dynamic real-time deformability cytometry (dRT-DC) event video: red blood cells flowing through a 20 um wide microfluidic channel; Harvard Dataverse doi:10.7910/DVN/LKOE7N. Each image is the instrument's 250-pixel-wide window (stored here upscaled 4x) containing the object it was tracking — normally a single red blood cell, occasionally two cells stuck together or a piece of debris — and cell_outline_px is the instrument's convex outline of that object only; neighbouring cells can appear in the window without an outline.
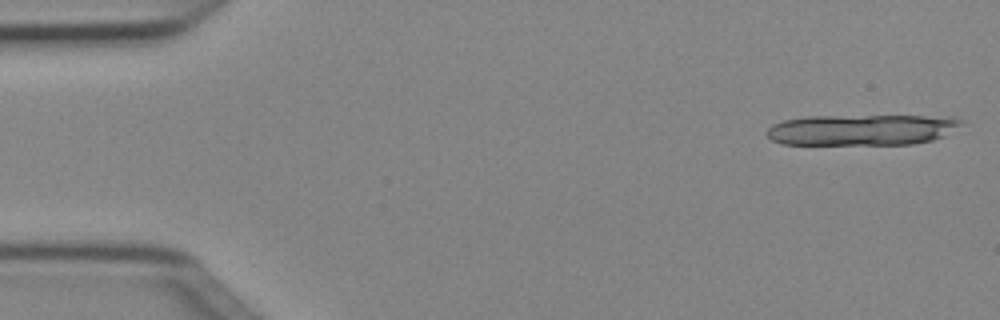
{"species": "Egyptian fruit bat (a non-hibernating species)", "species_latin": "Rousettus aegyptiacus", "temperature_condition": "cold", "stored_images_in_passage": 7, "camera_frame_rate_fps": 3000, "um_per_image_px": 0.085, "animal": {"sex": "female"}, "frame": {"image": 1, "passage_image": 1, "time_ms": 0.0, "image_size_px": [1000, 320], "cell_outline_px": [[964, 124], [944, 136], [932, 140], [912, 144], [780, 144], [772, 140], [764, 132], [772, 124], [784, 120], [808, 116], [924, 116], [964, 120]], "centroid_in_image_um": [73.2, 11.04], "position_along_channel_um": 11.8, "area_um2": 34.91}}
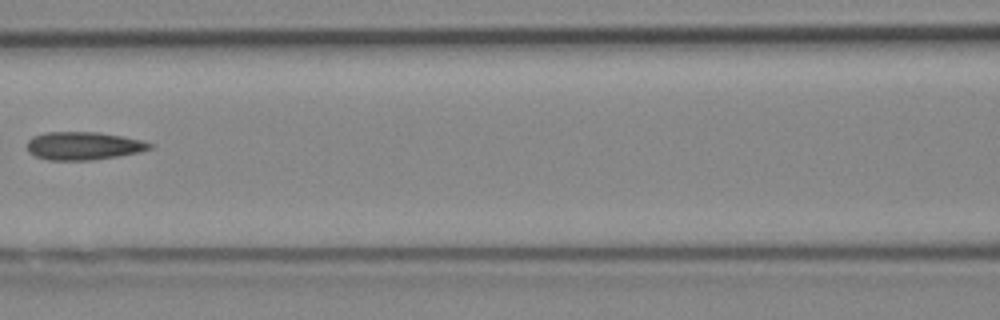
{"frame": {"image": 2, "passage_image": 6, "time_ms": 1.667, "image_size_px": [1000, 320], "cell_outline_px": [[152, 148], [140, 152], [92, 160], [48, 160], [36, 156], [28, 152], [28, 140], [32, 136], [44, 132], [100, 132], [140, 140], [152, 144]], "centroid_in_image_um": [7.06, 12.39], "position_along_channel_um": 159.5, "area_um2": 19.94}}
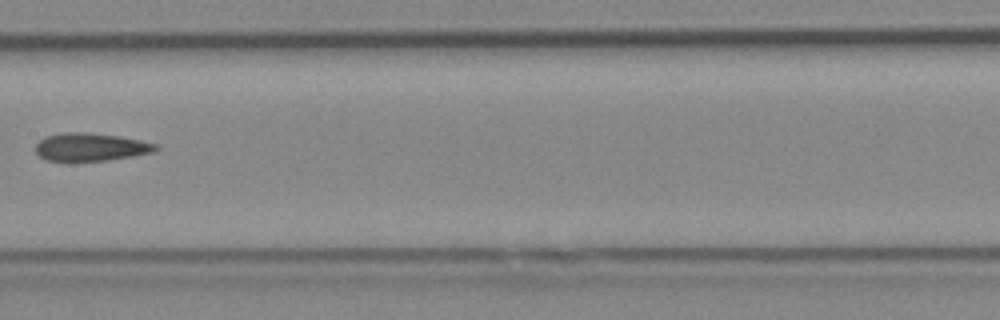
{"frame": {"image": 3, "passage_image": 7, "time_ms": 2.0, "image_size_px": [1000, 320], "cell_outline_px": [[160, 148], [156, 152], [108, 160], [44, 160], [36, 152], [36, 144], [44, 136], [64, 132], [84, 132], [116, 136], [140, 140], [160, 144]], "centroid_in_image_um": [7.75, 12.49], "position_along_channel_um": 199.7, "area_um2": 19.48}}